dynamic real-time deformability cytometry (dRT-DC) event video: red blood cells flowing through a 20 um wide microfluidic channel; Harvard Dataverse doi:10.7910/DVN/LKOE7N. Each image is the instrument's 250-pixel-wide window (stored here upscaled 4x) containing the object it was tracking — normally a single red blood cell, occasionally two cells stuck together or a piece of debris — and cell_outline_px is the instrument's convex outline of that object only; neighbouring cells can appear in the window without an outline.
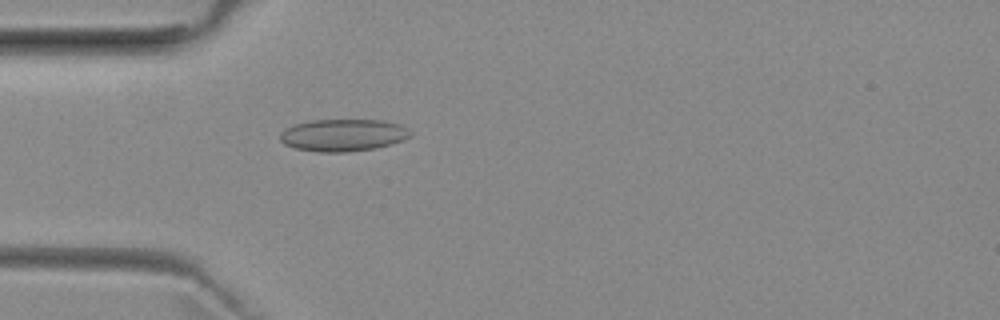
{"species": "common noctule bat (a hibernating species)", "species_latin": "Nyctalus noctula", "temperature_condition": "room temperature", "stored_images_in_passage": 52, "camera_frame_rate_fps": 3000, "um_per_image_px": 0.085, "animal": {"sex": "female", "body_mass_g": 29.2, "forearm_length_mm": 56.3}, "frame": {"image": 1, "passage_image": 15, "time_ms": 4.667, "image_size_px": [1000, 320], "cell_outline_px": [[412, 136], [404, 140], [392, 144], [376, 148], [348, 152], [316, 152], [296, 148], [284, 144], [280, 140], [280, 132], [284, 128], [296, 124], [312, 120], [384, 120], [400, 124], [412, 132]], "centroid_in_image_um": [29.18, 11.49], "position_along_channel_um": 55.8, "area_um2": 24.68}}
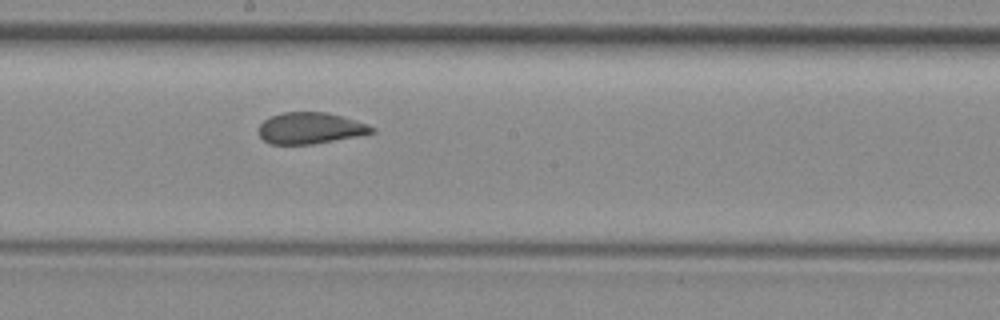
{"frame": {"image": 2, "passage_image": 28, "time_ms": 9.0, "image_size_px": [1000, 320], "cell_outline_px": [[376, 132], [356, 136], [312, 144], [268, 144], [260, 136], [260, 124], [264, 120], [272, 116], [284, 112], [324, 112], [340, 116], [376, 128]], "centroid_in_image_um": [26.34, 10.9], "position_along_channel_um": 221.9, "area_um2": 20.23}}
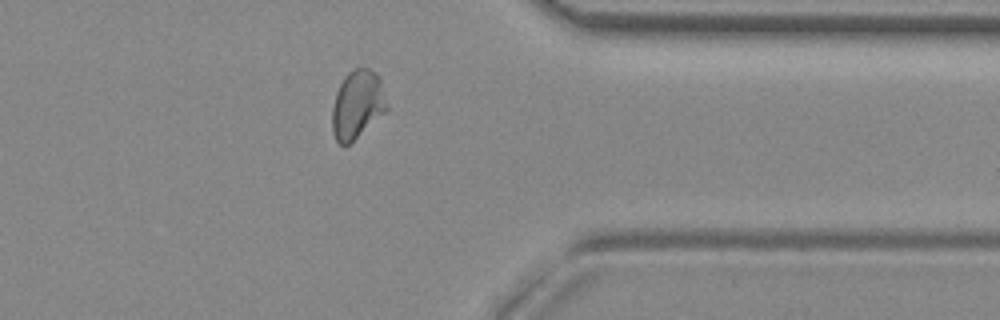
{"frame": {"image": 3, "passage_image": 41, "time_ms": 13.333, "image_size_px": [1000, 320], "cell_outline_px": [[388, 108], [384, 112], [348, 144], [340, 144], [336, 140], [332, 132], [332, 108], [336, 92], [344, 76], [348, 72], [356, 68], [368, 68], [376, 72], [380, 76], [388, 104]], "centroid_in_image_um": [30.37, 8.84], "position_along_channel_um": 381.0, "area_um2": 21.62}}